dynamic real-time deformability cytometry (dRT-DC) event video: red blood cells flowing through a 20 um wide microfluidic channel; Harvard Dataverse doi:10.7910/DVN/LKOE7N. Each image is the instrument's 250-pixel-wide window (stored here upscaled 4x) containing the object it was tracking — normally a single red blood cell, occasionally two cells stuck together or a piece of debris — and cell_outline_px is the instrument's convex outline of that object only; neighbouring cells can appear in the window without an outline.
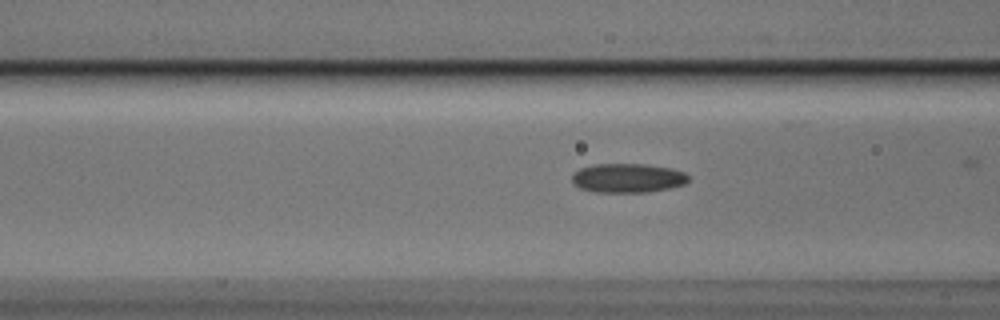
{"species": "Egyptian fruit bat (a non-hibernating species)", "species_latin": "Rousettus aegyptiacus", "temperature_condition": "cold", "stored_images_in_passage": 13, "camera_frame_rate_fps": 3000, "um_per_image_px": 0.085, "animal": {"sex": "male"}, "frame": {"image": 1, "passage_image": 10, "time_ms": 3.0, "image_size_px": [1000, 320], "cell_outline_px": [[688, 180], [684, 184], [668, 188], [648, 192], [596, 192], [580, 188], [572, 180], [572, 172], [580, 168], [592, 164], [644, 164], [672, 168], [684, 172], [688, 176]], "centroid_in_image_um": [53.33, 15.12], "position_along_channel_um": 113.3, "area_um2": 19.77}}